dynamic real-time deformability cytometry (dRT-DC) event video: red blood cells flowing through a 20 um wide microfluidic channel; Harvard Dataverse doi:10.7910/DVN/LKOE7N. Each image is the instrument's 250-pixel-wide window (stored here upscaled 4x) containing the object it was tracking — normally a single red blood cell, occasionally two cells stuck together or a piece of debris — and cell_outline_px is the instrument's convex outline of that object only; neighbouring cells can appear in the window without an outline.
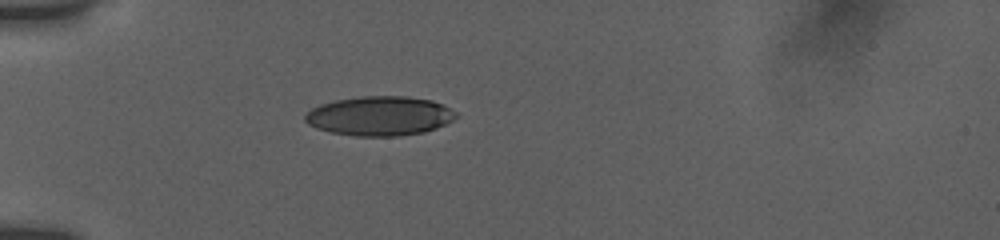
{"species": "human", "species_latin": "Homo sapiens", "temperature_condition": "room temperature", "stored_images_in_passage": 38, "camera_frame_rate_fps": 3000, "um_per_image_px": 0.085, "donor": {"sex": "female"}, "frame": {"image": 1, "passage_image": 1, "time_ms": 0.0, "image_size_px": [1000, 240], "cell_outline_px": [[456, 116], [452, 120], [436, 128], [424, 132], [396, 136], [356, 136], [332, 132], [316, 128], [308, 124], [304, 120], [304, 116], [312, 108], [320, 104], [336, 100], [360, 96], [408, 96], [432, 100], [444, 104], [456, 112]], "centroid_in_image_um": [32.27, 9.85], "position_along_channel_um": 52.7, "area_um2": 34.62}}
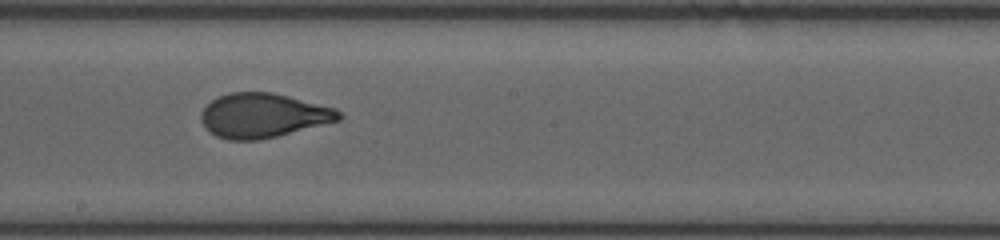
{"frame": {"image": 2, "passage_image": 16, "time_ms": 5.0, "image_size_px": [1000, 240], "cell_outline_px": [[344, 116], [340, 120], [260, 140], [228, 140], [216, 136], [208, 132], [204, 128], [200, 120], [200, 112], [212, 100], [228, 92], [272, 92], [336, 108]], "centroid_in_image_um": [22.33, 9.82], "position_along_channel_um": 225.9, "area_um2": 35.72}}
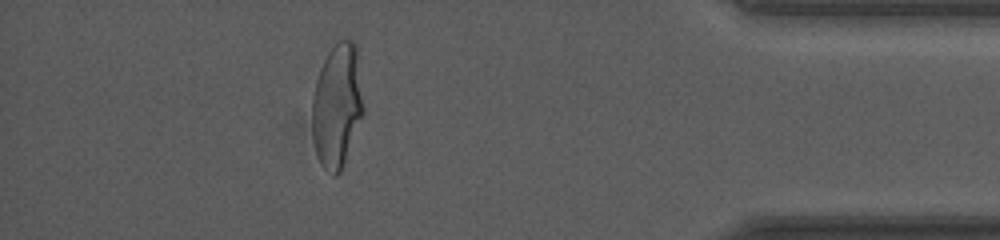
{"frame": {"image": 3, "passage_image": 33, "time_ms": 10.667, "image_size_px": [1000, 240], "cell_outline_px": [[364, 112], [340, 172], [336, 176], [332, 176], [320, 164], [316, 152], [312, 136], [312, 96], [316, 80], [320, 68], [328, 52], [340, 40], [352, 40], [356, 44], [364, 108]], "centroid_in_image_um": [28.64, 8.99], "position_along_channel_um": 406.6, "area_um2": 36.99}, "authors_computed_cell_mechanics": {"area_um2": 35.9805, "velocity_mm_per_s": 3.8456, "shape_relaxation_time_tau1_ms": 4.8988, "shape_relaxation_time_tau2_ms": 0.6864, "deformation_change_tau1": 0.1931, "deformation_change_tau2": 0.0688}}